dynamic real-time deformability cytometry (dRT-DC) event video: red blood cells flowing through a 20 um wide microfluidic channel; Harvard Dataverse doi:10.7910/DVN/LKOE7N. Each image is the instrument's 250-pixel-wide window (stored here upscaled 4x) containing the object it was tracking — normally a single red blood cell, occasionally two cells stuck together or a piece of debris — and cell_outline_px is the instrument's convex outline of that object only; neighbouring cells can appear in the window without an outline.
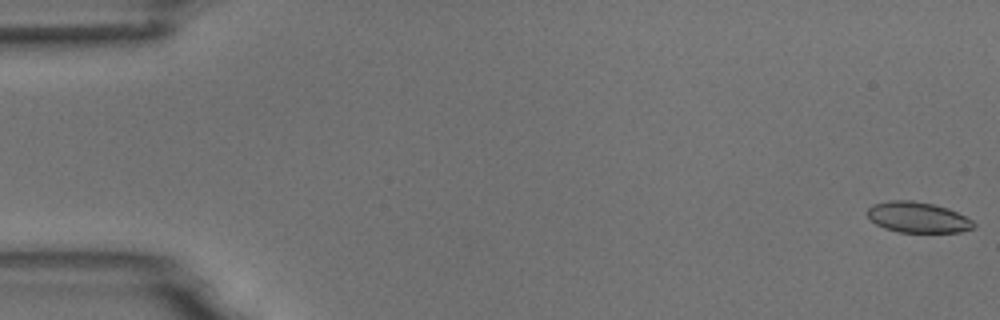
{"species": "common noctule bat (a hibernating species)", "species_latin": "Nyctalus noctula", "temperature_condition": "room temperature", "stored_images_in_passage": 55, "camera_frame_rate_fps": 3000, "um_per_image_px": 0.085, "animal": {"sex": "male", "body_mass_g": 18.8}, "frame": {"image": 1, "passage_image": 1, "time_ms": 0.0, "image_size_px": [1000, 320], "cell_outline_px": [[976, 224], [972, 228], [960, 232], [896, 232], [884, 228], [876, 224], [868, 216], [868, 208], [872, 204], [892, 200], [912, 200], [932, 204], [948, 208], [972, 220]], "centroid_in_image_um": [77.99, 18.47], "position_along_channel_um": 7.0, "area_um2": 18.9}}
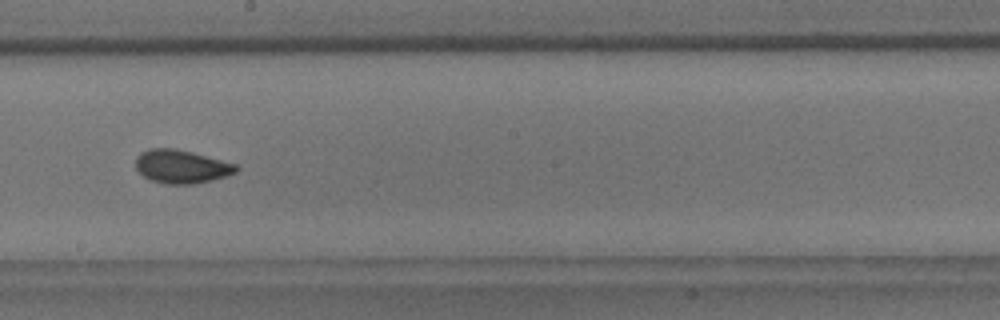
{"frame": {"image": 2, "passage_image": 31, "time_ms": 10.0, "image_size_px": [1000, 320], "cell_outline_px": [[240, 168], [236, 172], [212, 180], [192, 184], [168, 184], [152, 180], [144, 176], [136, 168], [136, 156], [140, 152], [148, 148], [176, 148], [192, 152], [236, 164]], "centroid_in_image_um": [15.41, 14.14], "position_along_channel_um": 232.8, "area_um2": 19.48}}
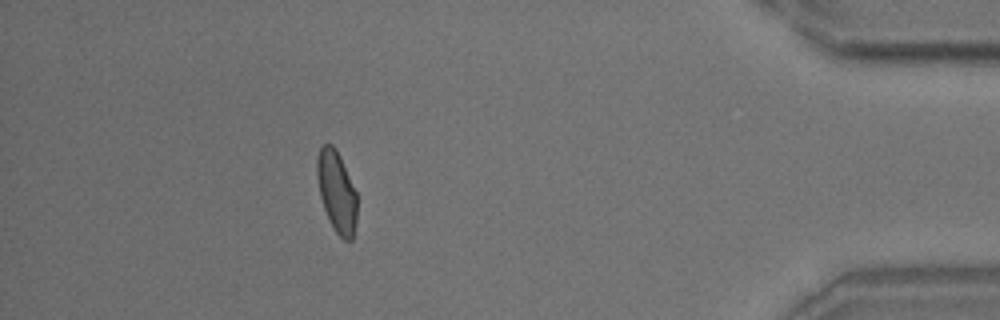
{"frame": {"image": 3, "passage_image": 49, "time_ms": 16.0, "image_size_px": [1000, 320], "cell_outline_px": [[356, 220], [352, 240], [344, 240], [336, 232], [324, 208], [320, 196], [316, 176], [316, 160], [320, 148], [324, 144], [332, 144], [340, 156], [356, 192]], "centroid_in_image_um": [28.6, 16.27], "position_along_channel_um": 406.6, "area_um2": 18.67}, "authors_computed_cell_mechanics": {"area_um2": 19.3052, "velocity_mm_per_s": 3.7237, "shape_relaxation_time_tau1_ms": 5.3669, "shape_relaxation_time_tau2_ms": 1.5227, "deformation_change_tau1": 0.1187, "deformation_change_tau2": 0.0563}}